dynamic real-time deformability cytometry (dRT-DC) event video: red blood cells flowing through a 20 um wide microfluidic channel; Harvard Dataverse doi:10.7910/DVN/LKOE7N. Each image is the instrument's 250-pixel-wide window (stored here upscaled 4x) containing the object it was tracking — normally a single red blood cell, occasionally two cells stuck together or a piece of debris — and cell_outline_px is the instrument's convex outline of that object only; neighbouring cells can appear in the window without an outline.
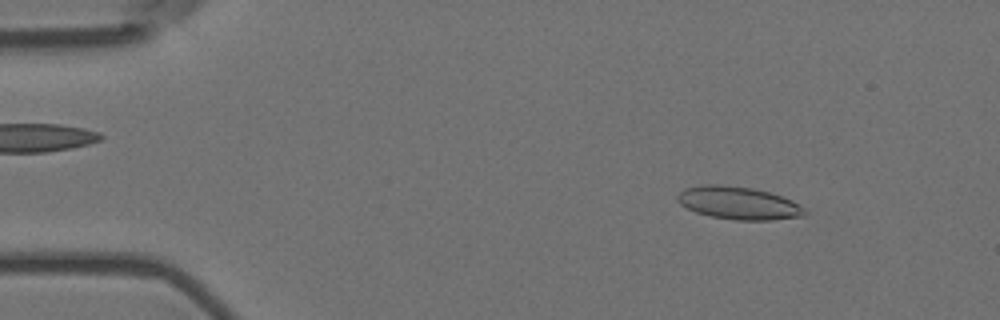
{"species": "Egyptian fruit bat (a non-hibernating species)", "species_latin": "Rousettus aegyptiacus", "temperature_condition": "room temperature", "stored_images_in_passage": 53, "camera_frame_rate_fps": 3000, "um_per_image_px": 0.085, "animal": {"sex": "female"}, "frame": {"image": 1, "passage_image": 6, "time_ms": 1.667, "image_size_px": [1000, 320], "cell_outline_px": [[808, 212], [804, 216], [772, 220], [736, 220], [712, 216], [696, 212], [680, 204], [676, 200], [676, 196], [684, 188], [704, 184], [716, 184], [752, 188], [768, 192], [792, 200], [800, 204]], "centroid_in_image_um": [62.78, 17.26], "position_along_channel_um": 22.2, "area_um2": 24.28}}
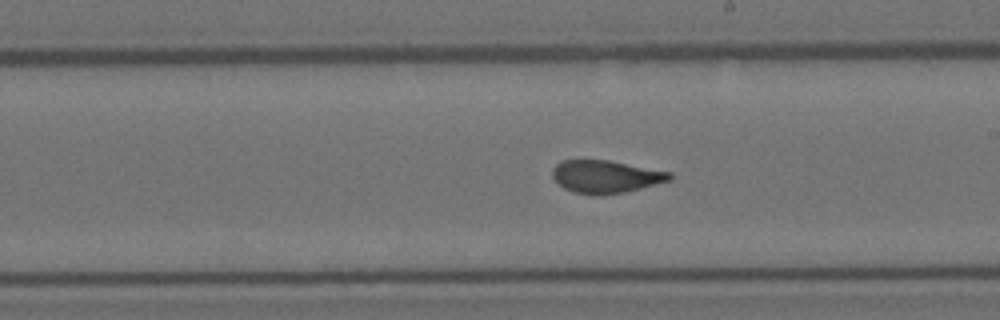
{"frame": {"image": 2, "passage_image": 30, "time_ms": 9.667, "image_size_px": [1000, 320], "cell_outline_px": [[672, 180], [624, 192], [600, 196], [592, 196], [572, 192], [564, 188], [552, 176], [552, 168], [560, 160], [608, 160], [672, 172]], "centroid_in_image_um": [51.47, 15.02], "position_along_channel_um": 237.5, "area_um2": 22.54}}
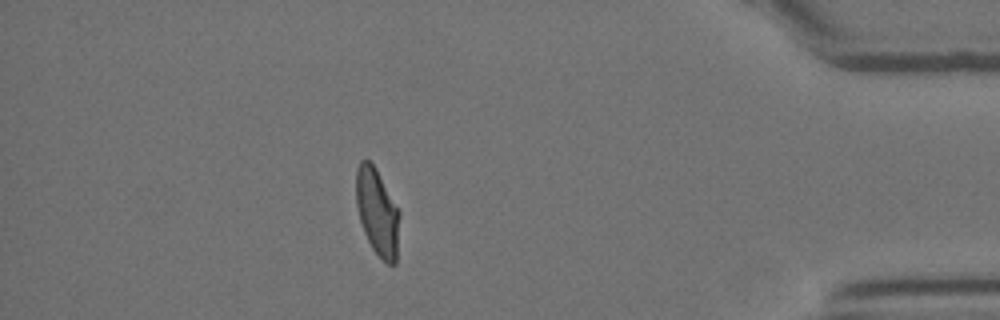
{"frame": {"image": 3, "passage_image": 47, "time_ms": 15.333, "image_size_px": [1000, 320], "cell_outline_px": [[400, 216], [396, 264], [388, 264], [372, 248], [364, 232], [360, 220], [356, 204], [356, 168], [360, 160], [368, 160], [376, 168], [400, 212]], "centroid_in_image_um": [32.07, 18.01], "position_along_channel_um": 403.1, "area_um2": 21.91}, "authors_computed_cell_mechanics": {"area_um2": 23.0622, "velocity_mm_per_s": 3.6894, "shape_relaxation_time_tau1_ms": 6.6049, "shape_relaxation_time_tau2_ms": 1.1546, "deformation_change_tau1": 0.1977, "deformation_change_tau2": 0.0749}}